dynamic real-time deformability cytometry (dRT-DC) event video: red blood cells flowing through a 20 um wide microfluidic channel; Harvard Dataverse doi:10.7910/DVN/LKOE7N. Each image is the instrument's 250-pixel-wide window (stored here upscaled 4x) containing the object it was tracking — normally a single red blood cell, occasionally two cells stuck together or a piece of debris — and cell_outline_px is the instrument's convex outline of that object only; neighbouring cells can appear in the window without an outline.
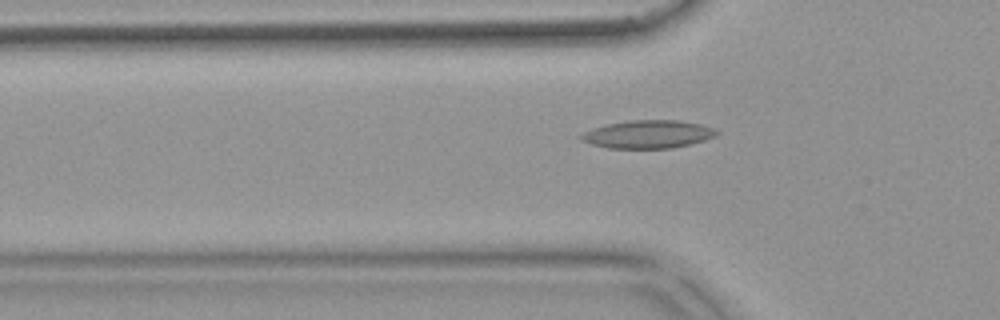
{"species": "common noctule bat (a hibernating species)", "species_latin": "Nyctalus noctula", "temperature_condition": "warm", "stored_images_in_passage": 55, "camera_frame_rate_fps": 3000, "um_per_image_px": 0.085, "animal": {"sex": "female", "body_mass_g": 18.4}, "frame": {"image": 1, "passage_image": 18, "time_ms": 5.667, "image_size_px": [1000, 320], "cell_outline_px": [[720, 132], [716, 136], [704, 140], [672, 148], [608, 148], [592, 144], [580, 140], [580, 136], [584, 132], [592, 128], [608, 124], [628, 120], [680, 120], [700, 124], [712, 128]], "centroid_in_image_um": [55.07, 11.41], "position_along_channel_um": 70.7, "area_um2": 22.02}}
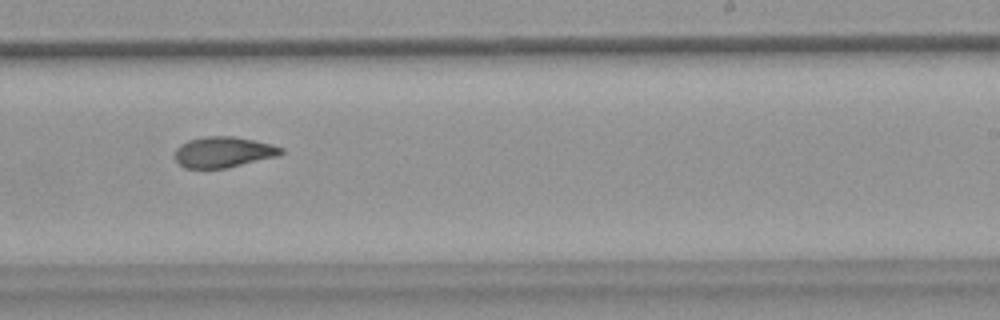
{"frame": {"image": 2, "passage_image": 34, "time_ms": 11.0, "image_size_px": [1000, 320], "cell_outline_px": [[284, 152], [276, 156], [228, 168], [184, 168], [172, 156], [176, 148], [180, 144], [188, 140], [208, 136], [236, 136], [272, 144], [284, 148]], "centroid_in_image_um": [18.96, 12.92], "position_along_channel_um": 270.0, "area_um2": 19.19}}
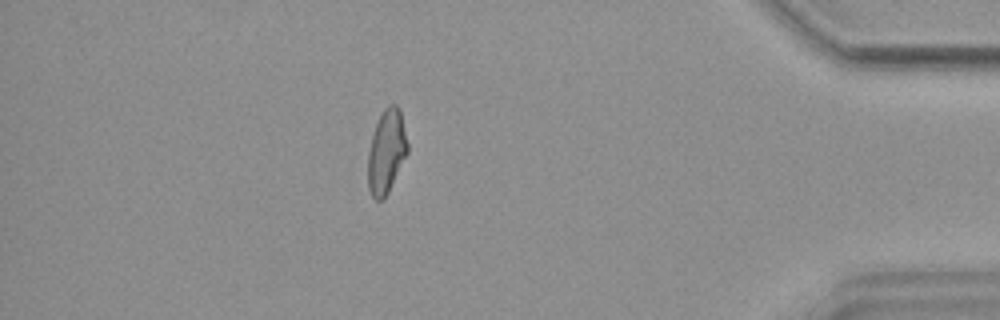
{"frame": {"image": 3, "passage_image": 48, "time_ms": 15.667, "image_size_px": [1000, 320], "cell_outline_px": [[408, 152], [384, 200], [376, 200], [372, 196], [368, 188], [368, 152], [372, 136], [376, 124], [384, 108], [388, 104], [396, 104], [400, 108], [408, 144]], "centroid_in_image_um": [32.85, 12.88], "position_along_channel_um": 402.3, "area_um2": 19.31}, "authors_computed_cell_mechanics": {"area_um2": 19.7676, "velocity_mm_per_s": 3.7373, "shape_relaxation_time_tau1_ms": null, "shape_relaxation_time_tau2_ms": 4.5046, "deformation_change_tau1": null, "deformation_change_tau2": 0.1155}}